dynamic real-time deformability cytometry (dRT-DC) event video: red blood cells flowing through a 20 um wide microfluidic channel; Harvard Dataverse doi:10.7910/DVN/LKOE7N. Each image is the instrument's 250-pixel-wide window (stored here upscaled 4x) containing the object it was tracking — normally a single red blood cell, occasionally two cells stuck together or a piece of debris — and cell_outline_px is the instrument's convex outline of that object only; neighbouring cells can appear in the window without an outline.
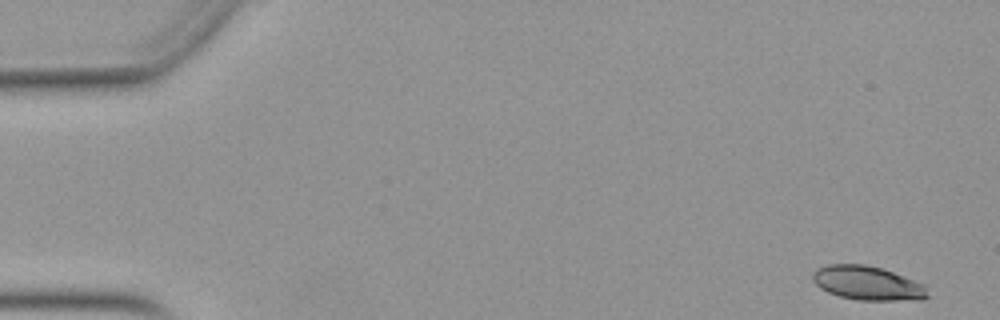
{"species": "Egyptian fruit bat (a non-hibernating species)", "species_latin": "Rousettus aegyptiacus", "temperature_condition": "warm", "stored_images_in_passage": 52, "camera_frame_rate_fps": 3000, "um_per_image_px": 0.085, "animal": {"sex": "female"}, "frame": {"image": 1, "passage_image": 2, "time_ms": 0.333, "image_size_px": [1000, 320], "cell_outline_px": [[928, 296], [924, 300], [860, 300], [840, 296], [828, 292], [820, 288], [812, 280], [812, 272], [828, 264], [864, 264], [880, 268], [892, 272], [924, 284]], "centroid_in_image_um": [73.73, 24.07], "position_along_channel_um": 11.3, "area_um2": 22.6}}
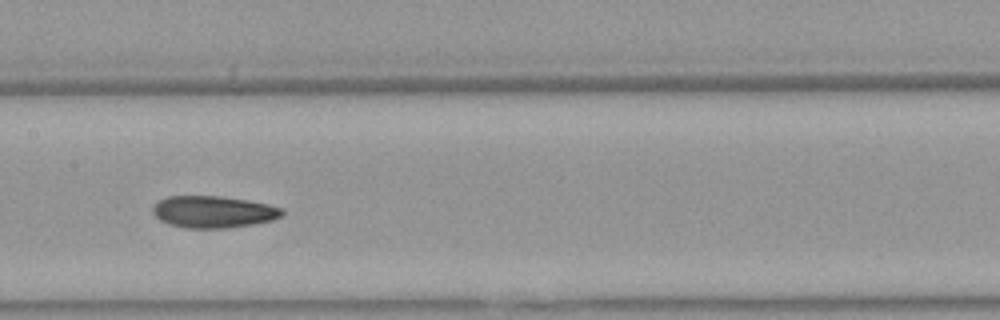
{"frame": {"image": 2, "passage_image": 26, "time_ms": 8.333, "image_size_px": [1000, 320], "cell_outline_px": [[284, 212], [280, 216], [272, 220], [252, 224], [228, 228], [184, 228], [168, 224], [160, 220], [152, 212], [152, 208], [160, 200], [168, 196], [220, 196], [248, 200], [268, 204], [284, 208]], "centroid_in_image_um": [18.14, 18.01], "position_along_channel_um": 189.3, "area_um2": 24.04}}
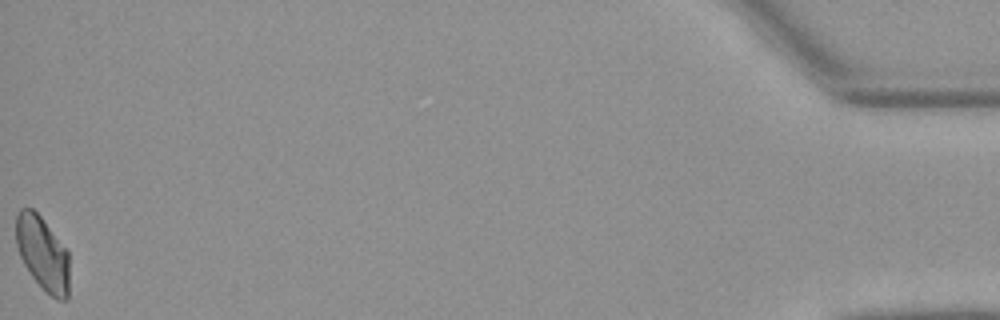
{"frame": {"image": 3, "passage_image": 52, "time_ms": 17.0, "image_size_px": [1000, 320], "cell_outline_px": [[68, 300], [56, 300], [32, 276], [24, 264], [20, 256], [16, 244], [16, 212], [20, 208], [32, 208], [40, 216], [68, 252]], "centroid_in_image_um": [3.6, 21.52], "position_along_channel_um": 431.6, "area_um2": 22.6}, "authors_computed_cell_mechanics": {"area_um2": 23.8425, "velocity_mm_per_s": 3.941, "shape_relaxation_time_tau1_ms": 5.1268, "shape_relaxation_time_tau2_ms": 3.0143, "deformation_change_tau1": 0.1445, "deformation_change_tau2": 0.0903}}